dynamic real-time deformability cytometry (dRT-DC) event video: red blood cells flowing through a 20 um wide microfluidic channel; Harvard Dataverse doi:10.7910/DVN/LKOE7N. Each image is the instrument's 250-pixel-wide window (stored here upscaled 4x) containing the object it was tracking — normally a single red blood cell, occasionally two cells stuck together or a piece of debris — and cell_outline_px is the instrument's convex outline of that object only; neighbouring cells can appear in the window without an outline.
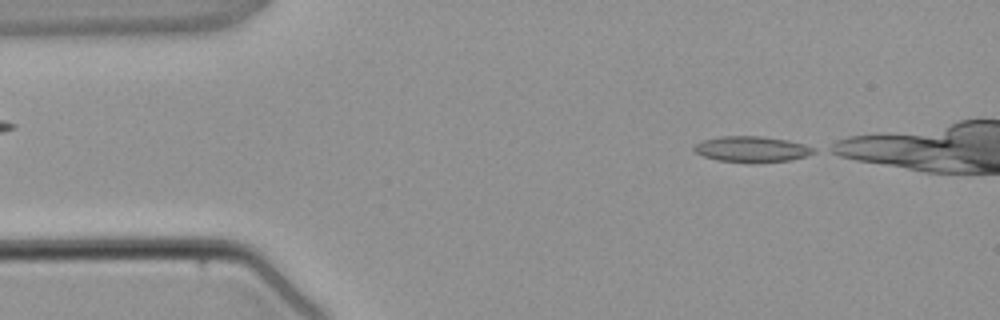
{"species": "common noctule bat (a hibernating species)", "species_latin": "Nyctalus noctula", "temperature_condition": "warm", "stored_images_in_passage": 2, "segment_of_instrument_passage": [2, 2], "camera_frame_rate_fps": 3000, "um_per_image_px": 0.085, "animal": {"sex": "male", "body_mass_g": 21.5, "forearm_length_mm": 52.0}, "frame": {"image": 1, "passage_image": 2, "time_ms": 1.333, "image_size_px": [1000, 320], "cell_outline_px": [[816, 152], [808, 156], [792, 160], [752, 164], [716, 160], [704, 156], [696, 152], [692, 148], [696, 144], [704, 140], [720, 136], [760, 136], [788, 140], [804, 144], [816, 148]], "centroid_in_image_um": [63.95, 12.7], "position_along_channel_um": 21.0, "area_um2": 18.38}}